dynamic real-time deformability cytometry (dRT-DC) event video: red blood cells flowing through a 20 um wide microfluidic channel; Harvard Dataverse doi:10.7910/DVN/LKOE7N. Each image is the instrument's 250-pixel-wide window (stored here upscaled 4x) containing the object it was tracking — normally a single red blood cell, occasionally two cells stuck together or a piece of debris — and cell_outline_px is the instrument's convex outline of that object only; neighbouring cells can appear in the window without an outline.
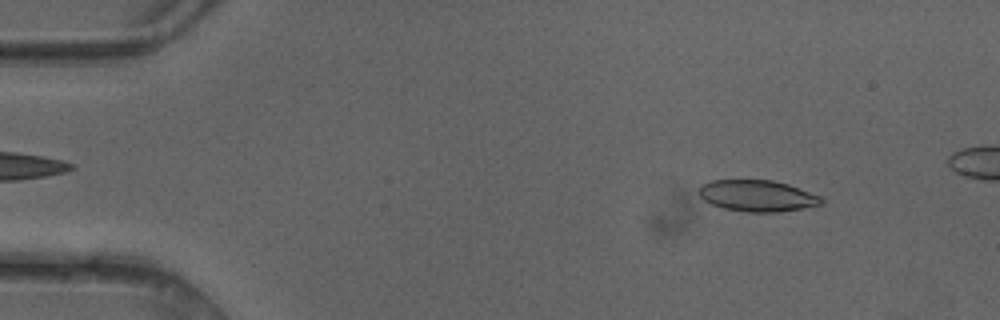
{"species": "common noctule bat (a hibernating species)", "species_latin": "Nyctalus noctula", "temperature_condition": "cold", "stored_images_in_passage": 34, "camera_frame_rate_fps": 3000, "um_per_image_px": 0.085, "animal": {"sex": "female"}, "frame": {"image": 1, "passage_image": 5, "time_ms": 1.333, "image_size_px": [1000, 320], "cell_outline_px": [[824, 204], [780, 212], [748, 212], [724, 208], [712, 204], [704, 200], [700, 196], [700, 188], [704, 184], [712, 180], [772, 180], [788, 184], [820, 196], [824, 200]], "centroid_in_image_um": [64.41, 16.65], "position_along_channel_um": 20.6, "area_um2": 22.2}}
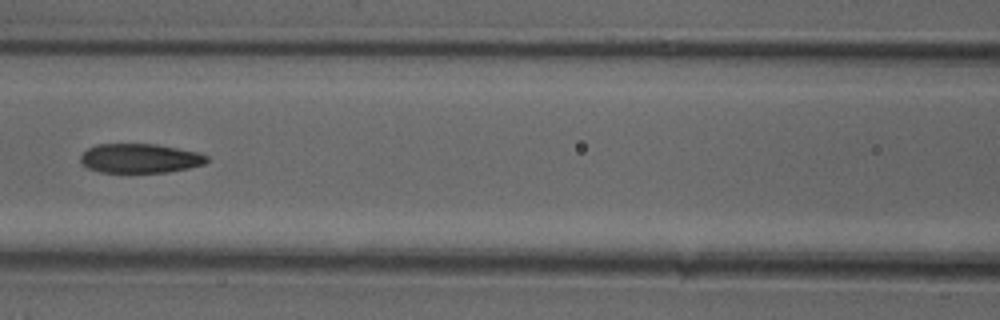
{"frame": {"image": 2, "passage_image": 21, "time_ms": 6.667, "image_size_px": [1000, 320], "cell_outline_px": [[208, 160], [204, 164], [188, 168], [168, 172], [100, 172], [88, 168], [80, 160], [80, 156], [88, 148], [96, 144], [156, 144], [200, 152], [208, 156]], "centroid_in_image_um": [11.92, 13.45], "position_along_channel_um": 154.7, "area_um2": 21.56}}
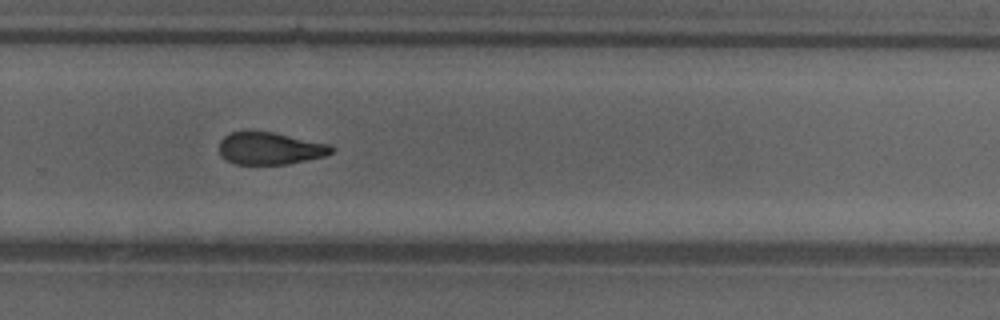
{"frame": {"image": 3, "passage_image": 32, "time_ms": 10.333, "image_size_px": [1000, 320], "cell_outline_px": [[336, 148], [332, 152], [324, 156], [288, 164], [236, 164], [224, 160], [220, 156], [220, 140], [228, 132], [248, 128], [272, 132], [332, 144]], "centroid_in_image_um": [22.91, 12.57], "position_along_channel_um": 306.9, "area_um2": 21.85}}